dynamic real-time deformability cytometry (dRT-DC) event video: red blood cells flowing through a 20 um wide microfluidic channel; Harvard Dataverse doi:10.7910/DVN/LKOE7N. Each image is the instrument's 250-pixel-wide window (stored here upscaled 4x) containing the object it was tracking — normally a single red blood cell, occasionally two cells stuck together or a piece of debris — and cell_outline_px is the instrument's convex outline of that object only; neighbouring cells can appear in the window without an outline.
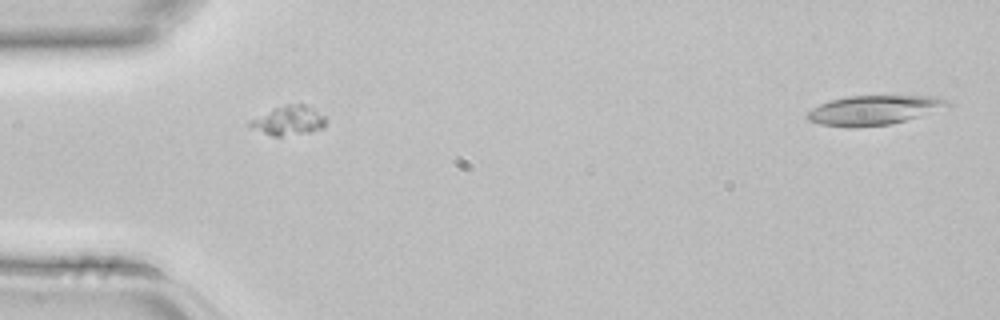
{"species": "common noctule bat (a hibernating species)", "species_latin": "Nyctalus noctula", "temperature_condition": "room temperature", "stored_images_in_passage": 1, "camera_frame_rate_fps": 3000, "um_per_image_px": 0.085, "animal": {"sex": "female", "body_mass_g": 22.7, "forearm_length_mm": 54.2}, "frame": {"image": 1, "passage_image": 1, "time_ms": 0.0, "image_size_px": [1000, 320], "cell_outline_px": [[324, 128], [308, 132], [280, 136], [272, 136], [248, 128], [248, 120], [272, 108], [288, 104], [304, 104], [312, 108], [324, 116]], "centroid_in_image_um": [24.44, 10.25], "position_along_channel_um": 60.6, "area_um2": 13.01}}